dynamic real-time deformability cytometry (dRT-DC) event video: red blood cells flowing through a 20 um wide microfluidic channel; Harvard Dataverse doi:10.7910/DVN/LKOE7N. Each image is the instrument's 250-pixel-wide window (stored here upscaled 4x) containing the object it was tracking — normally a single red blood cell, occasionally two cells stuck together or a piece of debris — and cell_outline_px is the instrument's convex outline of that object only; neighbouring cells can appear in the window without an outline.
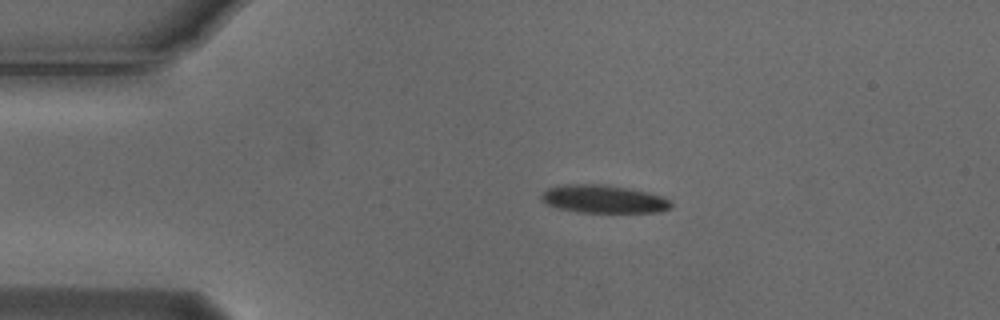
{"species": "Egyptian fruit bat (a non-hibernating species)", "species_latin": "Rousettus aegyptiacus", "temperature_condition": "cold", "stored_images_in_passage": 18, "camera_frame_rate_fps": 3000, "um_per_image_px": 0.085, "animal": {"sex": "male"}, "frame": {"image": 1, "passage_image": 9, "time_ms": 2.667, "image_size_px": [1000, 320], "cell_outline_px": [[672, 208], [660, 212], [580, 212], [556, 208], [540, 200], [540, 196], [548, 188], [564, 184], [604, 184], [628, 188], [660, 196], [668, 200], [672, 204]], "centroid_in_image_um": [51.26, 16.92], "position_along_channel_um": 33.7, "area_um2": 21.04}}
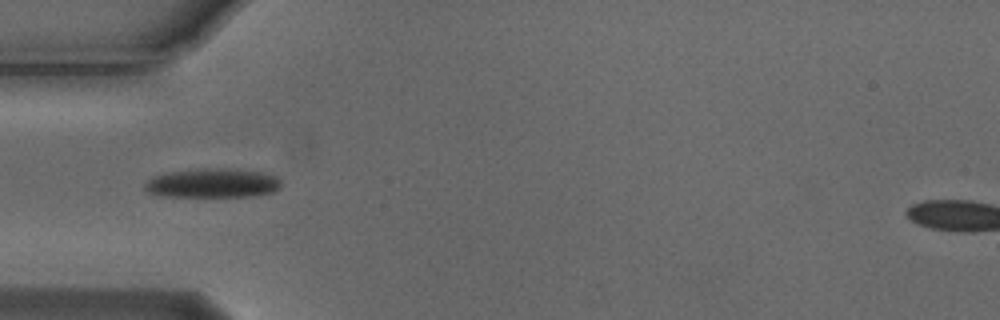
{"frame": {"image": 2, "passage_image": 15, "time_ms": 4.667, "image_size_px": [1000, 320], "cell_outline_px": [[280, 188], [272, 192], [252, 196], [160, 196], [148, 192], [144, 188], [144, 184], [152, 176], [172, 172], [204, 168], [208, 168], [260, 172], [276, 176], [280, 180]], "centroid_in_image_um": [18.04, 15.58], "position_along_channel_um": 67.0, "area_um2": 22.77}}